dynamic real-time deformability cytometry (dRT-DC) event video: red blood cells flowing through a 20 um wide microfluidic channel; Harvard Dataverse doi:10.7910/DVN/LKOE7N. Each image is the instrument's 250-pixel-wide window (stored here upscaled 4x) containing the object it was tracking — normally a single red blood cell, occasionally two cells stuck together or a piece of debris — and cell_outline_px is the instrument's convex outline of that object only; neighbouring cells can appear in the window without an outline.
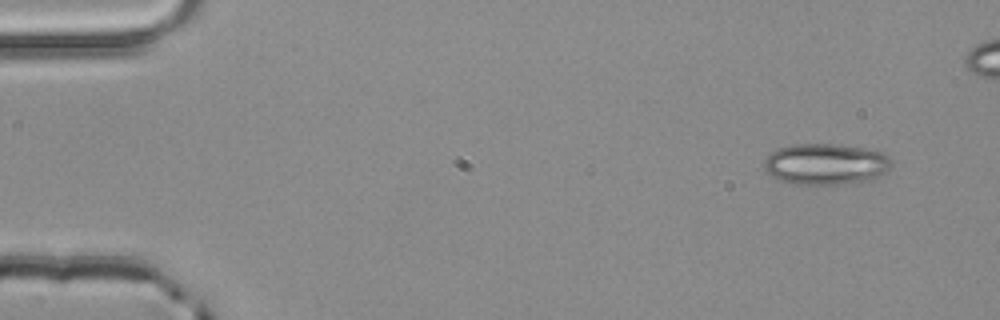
{"species": "common noctule bat (a hibernating species)", "species_latin": "Nyctalus noctula", "temperature_condition": "room temperature", "stored_images_in_passage": 4, "camera_frame_rate_fps": 3000, "um_per_image_px": 0.085, "animal": {"sex": "male", "body_mass_g": 20.4}, "frame": {"image": 1, "passage_image": 1, "time_ms": 0.0, "image_size_px": [1000, 320], "cell_outline_px": [[892, 164], [876, 180], [844, 184], [792, 184], [776, 180], [764, 168], [764, 160], [776, 148], [792, 144], [836, 144], [864, 148], [884, 152], [888, 156]], "centroid_in_image_um": [70.19, 13.95], "position_along_channel_um": 14.8, "area_um2": 30.92}}